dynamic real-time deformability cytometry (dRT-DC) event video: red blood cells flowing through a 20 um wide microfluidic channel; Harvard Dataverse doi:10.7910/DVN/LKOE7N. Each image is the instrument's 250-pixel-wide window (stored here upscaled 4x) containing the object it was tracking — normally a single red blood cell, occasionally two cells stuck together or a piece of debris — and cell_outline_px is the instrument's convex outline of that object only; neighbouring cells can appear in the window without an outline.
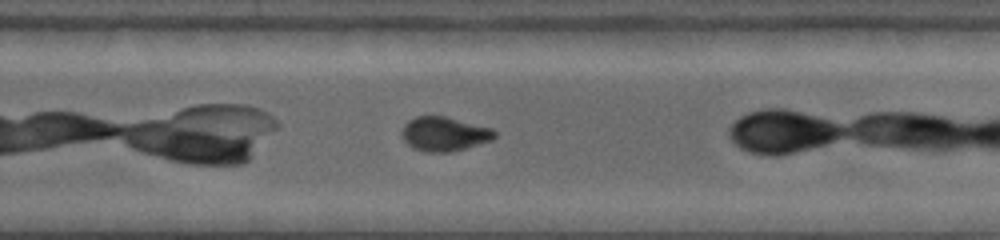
{"species": "common noctule bat (a hibernating species)", "species_latin": "Nyctalus noctula", "temperature_condition": "warm", "stored_images_in_passage": 16, "camera_frame_rate_fps": 5000, "um_per_image_px": 0.085, "animal": {"sex": "female", "body_mass_g": 19.0, "forearm_length_mm": 53.3}, "frame": {"image": 1, "passage_image": 12, "time_ms": 5.8, "image_size_px": [1000, 240], "cell_outline_px": [[496, 136], [492, 140], [452, 152], [428, 152], [412, 148], [400, 136], [400, 132], [404, 124], [408, 120], [416, 116], [444, 116], [492, 128], [496, 132]], "centroid_in_image_um": [37.73, 11.38], "position_along_channel_um": 292.1, "area_um2": 18.61}}